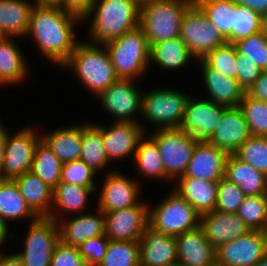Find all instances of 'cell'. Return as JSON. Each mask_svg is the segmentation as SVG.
Returning a JSON list of instances; mask_svg holds the SVG:
<instances>
[{"instance_id":"36","label":"cell","mask_w":267,"mask_h":266,"mask_svg":"<svg viewBox=\"0 0 267 266\" xmlns=\"http://www.w3.org/2000/svg\"><path fill=\"white\" fill-rule=\"evenodd\" d=\"M135 168L144 177L165 179V166L160 156L156 142L144 135L139 139L135 155L133 157Z\"/></svg>"},{"instance_id":"6","label":"cell","mask_w":267,"mask_h":266,"mask_svg":"<svg viewBox=\"0 0 267 266\" xmlns=\"http://www.w3.org/2000/svg\"><path fill=\"white\" fill-rule=\"evenodd\" d=\"M148 209L149 226L169 236H179L200 226L201 215L176 191Z\"/></svg>"},{"instance_id":"59","label":"cell","mask_w":267,"mask_h":266,"mask_svg":"<svg viewBox=\"0 0 267 266\" xmlns=\"http://www.w3.org/2000/svg\"><path fill=\"white\" fill-rule=\"evenodd\" d=\"M139 6H141L142 4L146 3V2H150L152 0H134Z\"/></svg>"},{"instance_id":"20","label":"cell","mask_w":267,"mask_h":266,"mask_svg":"<svg viewBox=\"0 0 267 266\" xmlns=\"http://www.w3.org/2000/svg\"><path fill=\"white\" fill-rule=\"evenodd\" d=\"M200 227L214 249L250 231L237 213L217 210L201 215Z\"/></svg>"},{"instance_id":"5","label":"cell","mask_w":267,"mask_h":266,"mask_svg":"<svg viewBox=\"0 0 267 266\" xmlns=\"http://www.w3.org/2000/svg\"><path fill=\"white\" fill-rule=\"evenodd\" d=\"M193 0H152L140 6L139 26L149 45L179 37L184 12Z\"/></svg>"},{"instance_id":"55","label":"cell","mask_w":267,"mask_h":266,"mask_svg":"<svg viewBox=\"0 0 267 266\" xmlns=\"http://www.w3.org/2000/svg\"><path fill=\"white\" fill-rule=\"evenodd\" d=\"M34 5L61 8V0H35Z\"/></svg>"},{"instance_id":"10","label":"cell","mask_w":267,"mask_h":266,"mask_svg":"<svg viewBox=\"0 0 267 266\" xmlns=\"http://www.w3.org/2000/svg\"><path fill=\"white\" fill-rule=\"evenodd\" d=\"M60 241L58 222L39 217L30 223L25 248L18 252L23 266H50L57 243Z\"/></svg>"},{"instance_id":"41","label":"cell","mask_w":267,"mask_h":266,"mask_svg":"<svg viewBox=\"0 0 267 266\" xmlns=\"http://www.w3.org/2000/svg\"><path fill=\"white\" fill-rule=\"evenodd\" d=\"M262 31V15L235 3L232 44Z\"/></svg>"},{"instance_id":"62","label":"cell","mask_w":267,"mask_h":266,"mask_svg":"<svg viewBox=\"0 0 267 266\" xmlns=\"http://www.w3.org/2000/svg\"><path fill=\"white\" fill-rule=\"evenodd\" d=\"M211 266H222V265L218 264V263L215 261Z\"/></svg>"},{"instance_id":"9","label":"cell","mask_w":267,"mask_h":266,"mask_svg":"<svg viewBox=\"0 0 267 266\" xmlns=\"http://www.w3.org/2000/svg\"><path fill=\"white\" fill-rule=\"evenodd\" d=\"M179 37L196 60L226 43L218 29L194 2L182 16Z\"/></svg>"},{"instance_id":"22","label":"cell","mask_w":267,"mask_h":266,"mask_svg":"<svg viewBox=\"0 0 267 266\" xmlns=\"http://www.w3.org/2000/svg\"><path fill=\"white\" fill-rule=\"evenodd\" d=\"M175 240L179 263L185 266H211L216 261L215 249L200 226L176 236Z\"/></svg>"},{"instance_id":"12","label":"cell","mask_w":267,"mask_h":266,"mask_svg":"<svg viewBox=\"0 0 267 266\" xmlns=\"http://www.w3.org/2000/svg\"><path fill=\"white\" fill-rule=\"evenodd\" d=\"M266 254L267 237L261 230H250L215 249L216 262L222 266H255Z\"/></svg>"},{"instance_id":"21","label":"cell","mask_w":267,"mask_h":266,"mask_svg":"<svg viewBox=\"0 0 267 266\" xmlns=\"http://www.w3.org/2000/svg\"><path fill=\"white\" fill-rule=\"evenodd\" d=\"M139 244L141 266H166L178 262L177 244L173 236L148 225Z\"/></svg>"},{"instance_id":"38","label":"cell","mask_w":267,"mask_h":266,"mask_svg":"<svg viewBox=\"0 0 267 266\" xmlns=\"http://www.w3.org/2000/svg\"><path fill=\"white\" fill-rule=\"evenodd\" d=\"M99 266H141L139 242L109 240Z\"/></svg>"},{"instance_id":"45","label":"cell","mask_w":267,"mask_h":266,"mask_svg":"<svg viewBox=\"0 0 267 266\" xmlns=\"http://www.w3.org/2000/svg\"><path fill=\"white\" fill-rule=\"evenodd\" d=\"M245 194L239 186L223 177L218 183V196L215 210L225 213H236Z\"/></svg>"},{"instance_id":"29","label":"cell","mask_w":267,"mask_h":266,"mask_svg":"<svg viewBox=\"0 0 267 266\" xmlns=\"http://www.w3.org/2000/svg\"><path fill=\"white\" fill-rule=\"evenodd\" d=\"M83 125L58 128L41 136L55 156L64 164L80 159Z\"/></svg>"},{"instance_id":"57","label":"cell","mask_w":267,"mask_h":266,"mask_svg":"<svg viewBox=\"0 0 267 266\" xmlns=\"http://www.w3.org/2000/svg\"><path fill=\"white\" fill-rule=\"evenodd\" d=\"M262 30L267 33V12L262 15Z\"/></svg>"},{"instance_id":"13","label":"cell","mask_w":267,"mask_h":266,"mask_svg":"<svg viewBox=\"0 0 267 266\" xmlns=\"http://www.w3.org/2000/svg\"><path fill=\"white\" fill-rule=\"evenodd\" d=\"M139 202L132 207L104 213L105 235L113 241H136L149 225L148 209L150 205Z\"/></svg>"},{"instance_id":"49","label":"cell","mask_w":267,"mask_h":266,"mask_svg":"<svg viewBox=\"0 0 267 266\" xmlns=\"http://www.w3.org/2000/svg\"><path fill=\"white\" fill-rule=\"evenodd\" d=\"M237 80L240 87L245 91L254 84V82L260 77L261 69L249 59H245V56L241 55L237 51Z\"/></svg>"},{"instance_id":"35","label":"cell","mask_w":267,"mask_h":266,"mask_svg":"<svg viewBox=\"0 0 267 266\" xmlns=\"http://www.w3.org/2000/svg\"><path fill=\"white\" fill-rule=\"evenodd\" d=\"M193 2L218 29L226 42L232 43L235 2L233 0H193Z\"/></svg>"},{"instance_id":"23","label":"cell","mask_w":267,"mask_h":266,"mask_svg":"<svg viewBox=\"0 0 267 266\" xmlns=\"http://www.w3.org/2000/svg\"><path fill=\"white\" fill-rule=\"evenodd\" d=\"M98 214L82 213L68 221H58L60 240L72 246H78L88 239L105 235V215L97 209Z\"/></svg>"},{"instance_id":"18","label":"cell","mask_w":267,"mask_h":266,"mask_svg":"<svg viewBox=\"0 0 267 266\" xmlns=\"http://www.w3.org/2000/svg\"><path fill=\"white\" fill-rule=\"evenodd\" d=\"M141 122L115 121L106 128L97 125L102 131L103 143L109 162L135 155L139 139L145 135ZM134 152V153H133Z\"/></svg>"},{"instance_id":"30","label":"cell","mask_w":267,"mask_h":266,"mask_svg":"<svg viewBox=\"0 0 267 266\" xmlns=\"http://www.w3.org/2000/svg\"><path fill=\"white\" fill-rule=\"evenodd\" d=\"M95 190L96 188H85L77 184L60 182L53 189L52 210L49 218L58 222L62 216L60 215V210L61 212L65 211L70 213L75 211V213H81L85 209V206H87L88 195L94 193Z\"/></svg>"},{"instance_id":"54","label":"cell","mask_w":267,"mask_h":266,"mask_svg":"<svg viewBox=\"0 0 267 266\" xmlns=\"http://www.w3.org/2000/svg\"><path fill=\"white\" fill-rule=\"evenodd\" d=\"M5 137H6V128L0 123V170L4 159Z\"/></svg>"},{"instance_id":"17","label":"cell","mask_w":267,"mask_h":266,"mask_svg":"<svg viewBox=\"0 0 267 266\" xmlns=\"http://www.w3.org/2000/svg\"><path fill=\"white\" fill-rule=\"evenodd\" d=\"M229 153L210 144L208 141H198L184 175L198 179L219 182L226 172Z\"/></svg>"},{"instance_id":"51","label":"cell","mask_w":267,"mask_h":266,"mask_svg":"<svg viewBox=\"0 0 267 266\" xmlns=\"http://www.w3.org/2000/svg\"><path fill=\"white\" fill-rule=\"evenodd\" d=\"M247 95L267 102V71H262L260 77L246 92Z\"/></svg>"},{"instance_id":"39","label":"cell","mask_w":267,"mask_h":266,"mask_svg":"<svg viewBox=\"0 0 267 266\" xmlns=\"http://www.w3.org/2000/svg\"><path fill=\"white\" fill-rule=\"evenodd\" d=\"M236 213L250 230L263 231L267 223V194L245 196Z\"/></svg>"},{"instance_id":"3","label":"cell","mask_w":267,"mask_h":266,"mask_svg":"<svg viewBox=\"0 0 267 266\" xmlns=\"http://www.w3.org/2000/svg\"><path fill=\"white\" fill-rule=\"evenodd\" d=\"M71 68L92 94L99 96L118 78L103 44L78 42L70 58L61 66Z\"/></svg>"},{"instance_id":"28","label":"cell","mask_w":267,"mask_h":266,"mask_svg":"<svg viewBox=\"0 0 267 266\" xmlns=\"http://www.w3.org/2000/svg\"><path fill=\"white\" fill-rule=\"evenodd\" d=\"M224 177L239 186L245 196L267 194V176L234 154L229 155Z\"/></svg>"},{"instance_id":"48","label":"cell","mask_w":267,"mask_h":266,"mask_svg":"<svg viewBox=\"0 0 267 266\" xmlns=\"http://www.w3.org/2000/svg\"><path fill=\"white\" fill-rule=\"evenodd\" d=\"M50 266H88L79 254L77 246L67 245L61 240L57 243Z\"/></svg>"},{"instance_id":"31","label":"cell","mask_w":267,"mask_h":266,"mask_svg":"<svg viewBox=\"0 0 267 266\" xmlns=\"http://www.w3.org/2000/svg\"><path fill=\"white\" fill-rule=\"evenodd\" d=\"M13 39L14 37L0 39V86L19 84L28 73L24 56Z\"/></svg>"},{"instance_id":"11","label":"cell","mask_w":267,"mask_h":266,"mask_svg":"<svg viewBox=\"0 0 267 266\" xmlns=\"http://www.w3.org/2000/svg\"><path fill=\"white\" fill-rule=\"evenodd\" d=\"M30 127L15 132L6 129L5 151L0 179H11L31 171L36 144L41 139Z\"/></svg>"},{"instance_id":"47","label":"cell","mask_w":267,"mask_h":266,"mask_svg":"<svg viewBox=\"0 0 267 266\" xmlns=\"http://www.w3.org/2000/svg\"><path fill=\"white\" fill-rule=\"evenodd\" d=\"M109 239L106 235L91 238L77 246L79 254L88 266H99L105 257Z\"/></svg>"},{"instance_id":"26","label":"cell","mask_w":267,"mask_h":266,"mask_svg":"<svg viewBox=\"0 0 267 266\" xmlns=\"http://www.w3.org/2000/svg\"><path fill=\"white\" fill-rule=\"evenodd\" d=\"M34 3L0 0V33L3 37H24L28 33Z\"/></svg>"},{"instance_id":"34","label":"cell","mask_w":267,"mask_h":266,"mask_svg":"<svg viewBox=\"0 0 267 266\" xmlns=\"http://www.w3.org/2000/svg\"><path fill=\"white\" fill-rule=\"evenodd\" d=\"M80 160L84 161L95 172L106 168L109 163L102 131L93 122L83 125Z\"/></svg>"},{"instance_id":"19","label":"cell","mask_w":267,"mask_h":266,"mask_svg":"<svg viewBox=\"0 0 267 266\" xmlns=\"http://www.w3.org/2000/svg\"><path fill=\"white\" fill-rule=\"evenodd\" d=\"M251 136L240 107H226L208 142L229 154H234Z\"/></svg>"},{"instance_id":"44","label":"cell","mask_w":267,"mask_h":266,"mask_svg":"<svg viewBox=\"0 0 267 266\" xmlns=\"http://www.w3.org/2000/svg\"><path fill=\"white\" fill-rule=\"evenodd\" d=\"M239 54L267 71V33L263 30L235 43Z\"/></svg>"},{"instance_id":"25","label":"cell","mask_w":267,"mask_h":266,"mask_svg":"<svg viewBox=\"0 0 267 266\" xmlns=\"http://www.w3.org/2000/svg\"><path fill=\"white\" fill-rule=\"evenodd\" d=\"M199 61L209 99L225 107L239 106L245 91L240 87L238 80L222 75L210 68L202 59Z\"/></svg>"},{"instance_id":"53","label":"cell","mask_w":267,"mask_h":266,"mask_svg":"<svg viewBox=\"0 0 267 266\" xmlns=\"http://www.w3.org/2000/svg\"><path fill=\"white\" fill-rule=\"evenodd\" d=\"M0 266H23L22 259L16 253L5 255L0 253Z\"/></svg>"},{"instance_id":"27","label":"cell","mask_w":267,"mask_h":266,"mask_svg":"<svg viewBox=\"0 0 267 266\" xmlns=\"http://www.w3.org/2000/svg\"><path fill=\"white\" fill-rule=\"evenodd\" d=\"M13 180L31 210L38 217H49L52 210L53 189L31 171Z\"/></svg>"},{"instance_id":"52","label":"cell","mask_w":267,"mask_h":266,"mask_svg":"<svg viewBox=\"0 0 267 266\" xmlns=\"http://www.w3.org/2000/svg\"><path fill=\"white\" fill-rule=\"evenodd\" d=\"M236 4L243 5L263 15L267 12V0H233Z\"/></svg>"},{"instance_id":"14","label":"cell","mask_w":267,"mask_h":266,"mask_svg":"<svg viewBox=\"0 0 267 266\" xmlns=\"http://www.w3.org/2000/svg\"><path fill=\"white\" fill-rule=\"evenodd\" d=\"M134 83L132 79H117L98 96L103 108L116 118L115 121L139 122L134 114L141 113L143 92Z\"/></svg>"},{"instance_id":"42","label":"cell","mask_w":267,"mask_h":266,"mask_svg":"<svg viewBox=\"0 0 267 266\" xmlns=\"http://www.w3.org/2000/svg\"><path fill=\"white\" fill-rule=\"evenodd\" d=\"M202 60L222 75L237 80V48L235 44L226 42L207 53Z\"/></svg>"},{"instance_id":"4","label":"cell","mask_w":267,"mask_h":266,"mask_svg":"<svg viewBox=\"0 0 267 266\" xmlns=\"http://www.w3.org/2000/svg\"><path fill=\"white\" fill-rule=\"evenodd\" d=\"M104 45L118 79L136 80L147 70L150 45L140 26Z\"/></svg>"},{"instance_id":"16","label":"cell","mask_w":267,"mask_h":266,"mask_svg":"<svg viewBox=\"0 0 267 266\" xmlns=\"http://www.w3.org/2000/svg\"><path fill=\"white\" fill-rule=\"evenodd\" d=\"M106 175L99 195L97 209L107 213L126 209L140 202L138 195L140 191L137 181L126 177L121 172L110 171Z\"/></svg>"},{"instance_id":"32","label":"cell","mask_w":267,"mask_h":266,"mask_svg":"<svg viewBox=\"0 0 267 266\" xmlns=\"http://www.w3.org/2000/svg\"><path fill=\"white\" fill-rule=\"evenodd\" d=\"M32 219L39 217L31 210L14 180L0 179V219L5 223L7 220Z\"/></svg>"},{"instance_id":"60","label":"cell","mask_w":267,"mask_h":266,"mask_svg":"<svg viewBox=\"0 0 267 266\" xmlns=\"http://www.w3.org/2000/svg\"><path fill=\"white\" fill-rule=\"evenodd\" d=\"M166 266H185V265H183L182 263L176 262V263L166 265Z\"/></svg>"},{"instance_id":"58","label":"cell","mask_w":267,"mask_h":266,"mask_svg":"<svg viewBox=\"0 0 267 266\" xmlns=\"http://www.w3.org/2000/svg\"><path fill=\"white\" fill-rule=\"evenodd\" d=\"M255 266H267V254L262 258L260 259L256 264Z\"/></svg>"},{"instance_id":"2","label":"cell","mask_w":267,"mask_h":266,"mask_svg":"<svg viewBox=\"0 0 267 266\" xmlns=\"http://www.w3.org/2000/svg\"><path fill=\"white\" fill-rule=\"evenodd\" d=\"M90 17L91 39L104 45L139 26L140 6L134 0H96L82 21Z\"/></svg>"},{"instance_id":"46","label":"cell","mask_w":267,"mask_h":266,"mask_svg":"<svg viewBox=\"0 0 267 266\" xmlns=\"http://www.w3.org/2000/svg\"><path fill=\"white\" fill-rule=\"evenodd\" d=\"M95 173L97 172L80 159L67 162L62 165L60 182L77 184L85 188H96L95 180H93Z\"/></svg>"},{"instance_id":"24","label":"cell","mask_w":267,"mask_h":266,"mask_svg":"<svg viewBox=\"0 0 267 266\" xmlns=\"http://www.w3.org/2000/svg\"><path fill=\"white\" fill-rule=\"evenodd\" d=\"M173 188L185 198L194 209L203 215L215 210L218 196V183L194 177H178Z\"/></svg>"},{"instance_id":"50","label":"cell","mask_w":267,"mask_h":266,"mask_svg":"<svg viewBox=\"0 0 267 266\" xmlns=\"http://www.w3.org/2000/svg\"><path fill=\"white\" fill-rule=\"evenodd\" d=\"M96 0H61V9L83 19Z\"/></svg>"},{"instance_id":"61","label":"cell","mask_w":267,"mask_h":266,"mask_svg":"<svg viewBox=\"0 0 267 266\" xmlns=\"http://www.w3.org/2000/svg\"><path fill=\"white\" fill-rule=\"evenodd\" d=\"M263 232L265 233V236L267 237V223H266V226H265Z\"/></svg>"},{"instance_id":"7","label":"cell","mask_w":267,"mask_h":266,"mask_svg":"<svg viewBox=\"0 0 267 266\" xmlns=\"http://www.w3.org/2000/svg\"><path fill=\"white\" fill-rule=\"evenodd\" d=\"M190 96L169 88L156 89L142 94L141 113L157 129L180 128Z\"/></svg>"},{"instance_id":"43","label":"cell","mask_w":267,"mask_h":266,"mask_svg":"<svg viewBox=\"0 0 267 266\" xmlns=\"http://www.w3.org/2000/svg\"><path fill=\"white\" fill-rule=\"evenodd\" d=\"M234 155L267 176V136L252 135Z\"/></svg>"},{"instance_id":"40","label":"cell","mask_w":267,"mask_h":266,"mask_svg":"<svg viewBox=\"0 0 267 266\" xmlns=\"http://www.w3.org/2000/svg\"><path fill=\"white\" fill-rule=\"evenodd\" d=\"M239 107L243 112L251 135L267 136V102L245 93Z\"/></svg>"},{"instance_id":"37","label":"cell","mask_w":267,"mask_h":266,"mask_svg":"<svg viewBox=\"0 0 267 266\" xmlns=\"http://www.w3.org/2000/svg\"><path fill=\"white\" fill-rule=\"evenodd\" d=\"M62 165L47 144L40 139L36 144L31 172L54 189L60 183Z\"/></svg>"},{"instance_id":"15","label":"cell","mask_w":267,"mask_h":266,"mask_svg":"<svg viewBox=\"0 0 267 266\" xmlns=\"http://www.w3.org/2000/svg\"><path fill=\"white\" fill-rule=\"evenodd\" d=\"M226 107L210 99L189 97L180 129L199 141H208L216 131Z\"/></svg>"},{"instance_id":"33","label":"cell","mask_w":267,"mask_h":266,"mask_svg":"<svg viewBox=\"0 0 267 266\" xmlns=\"http://www.w3.org/2000/svg\"><path fill=\"white\" fill-rule=\"evenodd\" d=\"M195 57L180 37L156 42L150 46V63L163 69L176 70L188 64Z\"/></svg>"},{"instance_id":"8","label":"cell","mask_w":267,"mask_h":266,"mask_svg":"<svg viewBox=\"0 0 267 266\" xmlns=\"http://www.w3.org/2000/svg\"><path fill=\"white\" fill-rule=\"evenodd\" d=\"M153 131L150 137L158 146L165 166V179L176 181L184 175L199 140L180 128Z\"/></svg>"},{"instance_id":"1","label":"cell","mask_w":267,"mask_h":266,"mask_svg":"<svg viewBox=\"0 0 267 266\" xmlns=\"http://www.w3.org/2000/svg\"><path fill=\"white\" fill-rule=\"evenodd\" d=\"M82 19L59 7L34 5L27 36H32L42 53L56 65L62 66L79 42L74 27ZM75 24V25H74Z\"/></svg>"},{"instance_id":"56","label":"cell","mask_w":267,"mask_h":266,"mask_svg":"<svg viewBox=\"0 0 267 266\" xmlns=\"http://www.w3.org/2000/svg\"><path fill=\"white\" fill-rule=\"evenodd\" d=\"M8 226L0 219V246L5 242L9 233Z\"/></svg>"}]
</instances>
